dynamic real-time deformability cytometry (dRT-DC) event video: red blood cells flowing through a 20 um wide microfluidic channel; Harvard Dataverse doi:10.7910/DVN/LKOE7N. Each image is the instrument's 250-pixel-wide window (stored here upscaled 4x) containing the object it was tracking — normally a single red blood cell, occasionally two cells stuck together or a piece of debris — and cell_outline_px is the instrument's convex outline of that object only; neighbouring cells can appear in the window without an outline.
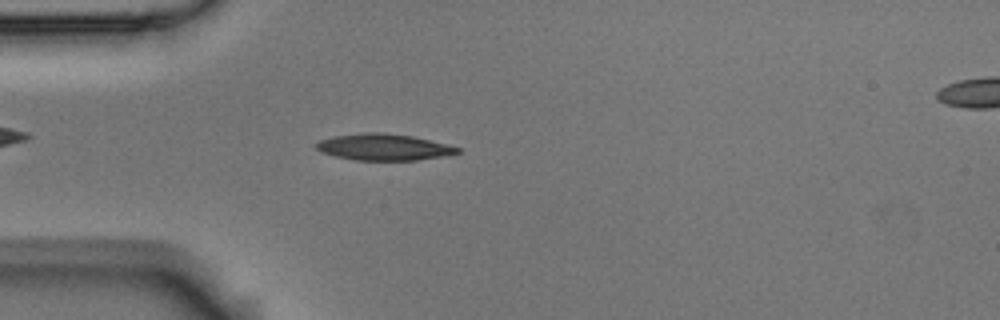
{"species": "Egyptian fruit bat (a non-hibernating species)", "species_latin": "Rousettus aegyptiacus", "temperature_condition": "room temperature", "stored_images_in_passage": 56, "camera_frame_rate_fps": 3000, "um_per_image_px": 0.085, "animal": {"sex": "male"}, "frame": {"image": 1, "passage_image": 15, "time_ms": 4.667, "image_size_px": [1000, 320], "cell_outline_px": [[460, 152], [448, 156], [416, 160], [356, 160], [336, 156], [320, 152], [316, 148], [316, 144], [320, 140], [332, 136], [360, 132], [384, 132], [412, 136], [448, 144], [460, 148]], "centroid_in_image_um": [32.63, 12.49], "position_along_channel_um": 52.4, "area_um2": 21.96}}
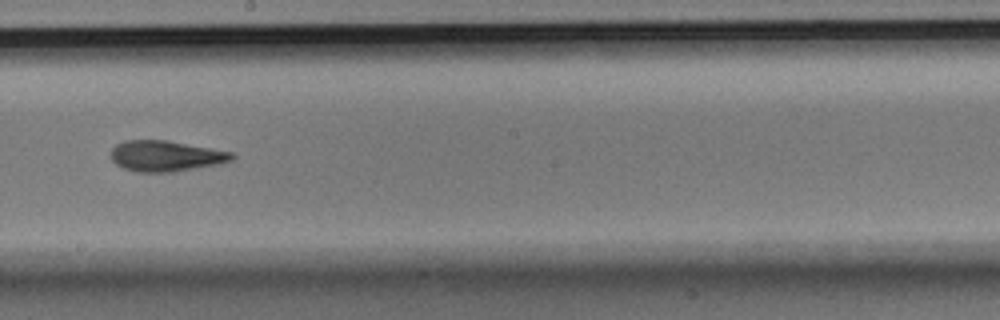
{"frame": {"image": 2, "passage_image": 31, "time_ms": 10.0, "image_size_px": [1000, 320], "cell_outline_px": [[236, 156], [232, 160], [220, 164], [172, 172], [136, 172], [124, 168], [116, 164], [112, 160], [112, 148], [116, 144], [124, 140], [168, 140], [232, 152]], "centroid_in_image_um": [14.1, 13.26], "position_along_channel_um": 234.1, "area_um2": 21.73}}
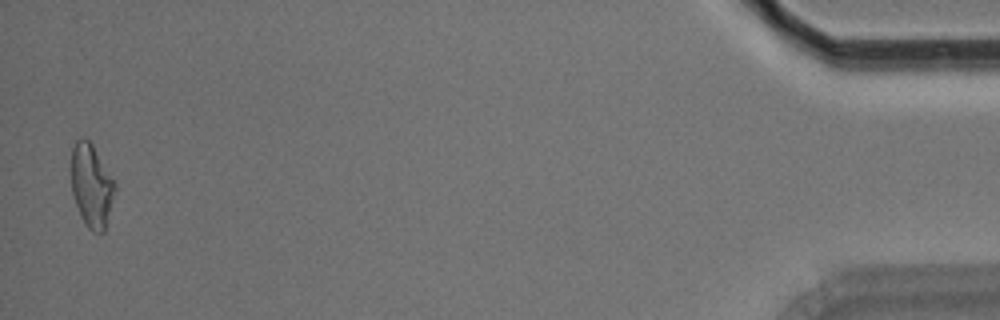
{"frame": {"image": 3, "passage_image": 55, "time_ms": 18.0, "image_size_px": [1000, 320], "cell_outline_px": [[116, 188], [104, 232], [92, 232], [84, 224], [80, 216], [72, 192], [72, 148], [76, 140], [84, 136], [92, 144], [116, 184]], "centroid_in_image_um": [7.77, 15.79], "position_along_channel_um": 427.4, "area_um2": 20.98}, "authors_computed_cell_mechanics": {"area_um2": 21.2415, "velocity_mm_per_s": 3.5451, "shape_relaxation_time_tau1_ms": 4.9692, "shape_relaxation_time_tau2_ms": 3.3854, "deformation_change_tau1": 0.1731, "deformation_change_tau2": 0.1263}}